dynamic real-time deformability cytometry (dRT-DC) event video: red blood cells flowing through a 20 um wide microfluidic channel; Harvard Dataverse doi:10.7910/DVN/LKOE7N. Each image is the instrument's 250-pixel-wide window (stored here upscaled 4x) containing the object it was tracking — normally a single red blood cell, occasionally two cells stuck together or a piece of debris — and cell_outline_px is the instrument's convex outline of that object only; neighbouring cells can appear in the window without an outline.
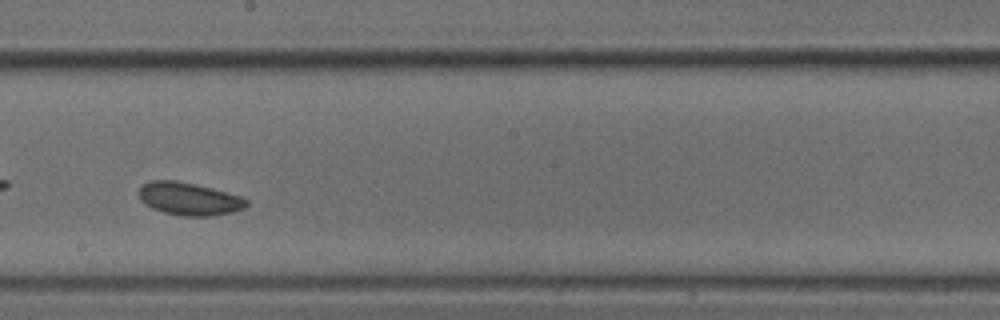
{"species": "common noctule bat (a hibernating species)", "species_latin": "Nyctalus noctula", "temperature_condition": "cold", "stored_images_in_passage": 53, "camera_frame_rate_fps": 3000, "um_per_image_px": 0.085, "animal": {"sex": "male", "body_mass_g": 18.8}, "frame": {"image": 1, "passage_image": 31, "time_ms": 10.0, "image_size_px": [1000, 320], "cell_outline_px": [[248, 204], [244, 208], [232, 212], [212, 216], [180, 216], [164, 212], [152, 208], [144, 204], [140, 200], [140, 184], [152, 180], [176, 180], [212, 188], [240, 196], [248, 200]], "centroid_in_image_um": [16.05, 16.9], "position_along_channel_um": 232.1, "area_um2": 20.58}}